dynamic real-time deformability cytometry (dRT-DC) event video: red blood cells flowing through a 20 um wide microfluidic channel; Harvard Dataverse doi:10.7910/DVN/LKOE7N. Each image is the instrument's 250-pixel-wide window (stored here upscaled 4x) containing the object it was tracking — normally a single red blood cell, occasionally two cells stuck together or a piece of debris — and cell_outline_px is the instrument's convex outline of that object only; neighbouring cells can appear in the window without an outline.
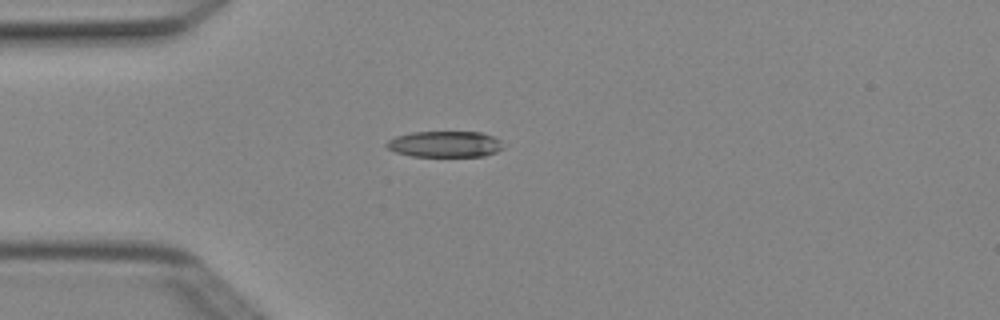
{"species": "Egyptian fruit bat (a non-hibernating species)", "species_latin": "Rousettus aegyptiacus", "temperature_condition": "cold", "stored_images_in_passage": 3, "camera_frame_rate_fps": 3000, "um_per_image_px": 0.085, "animal": {"sex": "female"}, "frame": {"image": 1, "passage_image": 2, "time_ms": 0.333, "image_size_px": [1000, 320], "cell_outline_px": [[504, 148], [496, 152], [484, 156], [412, 156], [396, 152], [388, 148], [384, 144], [388, 140], [396, 136], [412, 132], [480, 132], [492, 136], [500, 140]], "centroid_in_image_um": [37.82, 12.25], "position_along_channel_um": 47.2, "area_um2": 17.69}}